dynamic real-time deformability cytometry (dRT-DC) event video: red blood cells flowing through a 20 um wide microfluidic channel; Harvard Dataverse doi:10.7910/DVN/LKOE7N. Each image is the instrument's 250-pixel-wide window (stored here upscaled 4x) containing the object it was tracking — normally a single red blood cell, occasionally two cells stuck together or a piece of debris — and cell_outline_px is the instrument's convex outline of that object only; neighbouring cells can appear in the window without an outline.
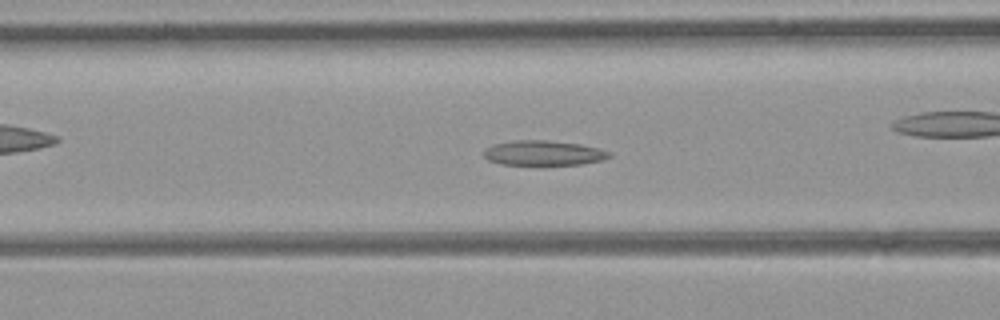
{"species": "common noctule bat (a hibernating species)", "species_latin": "Nyctalus noctula", "temperature_condition": "room temperature", "stored_images_in_passage": 42, "camera_frame_rate_fps": 3000, "um_per_image_px": 0.085, "animal": {"sex": "female", "body_mass_g": 21.9}, "frame": {"image": 1, "passage_image": 13, "time_ms": 4.0, "image_size_px": [1000, 320], "cell_outline_px": [[612, 156], [600, 160], [580, 164], [500, 164], [488, 160], [484, 156], [484, 152], [492, 144], [512, 140], [548, 140], [580, 144], [600, 148], [612, 152]], "centroid_in_image_um": [46.21, 12.99], "position_along_channel_um": 120.4, "area_um2": 18.09}}
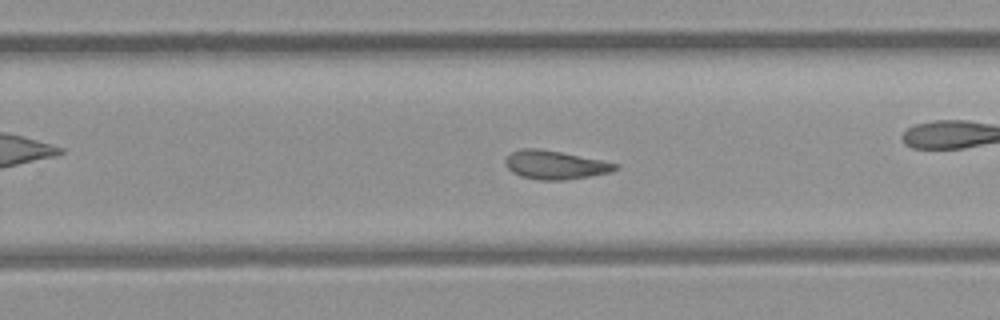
{"frame": {"image": 2, "passage_image": 24, "time_ms": 7.667, "image_size_px": [1000, 320], "cell_outline_px": [[616, 168], [608, 172], [588, 176], [564, 180], [540, 180], [520, 176], [512, 172], [504, 164], [504, 160], [512, 152], [520, 148], [536, 148], [560, 152], [600, 160], [616, 164]], "centroid_in_image_um": [47.08, 14.01], "position_along_channel_um": 282.7, "area_um2": 17.92}, "authors_computed_cell_mechanics": {"area_um2": 18.9006, "velocity_mm_per_s": 4.4302, "shape_relaxation_time_tau1_ms": null, "shape_relaxation_time_tau2_ms": 4.7552, "deformation_change_tau1": null, "deformation_change_tau2": 0.137}}